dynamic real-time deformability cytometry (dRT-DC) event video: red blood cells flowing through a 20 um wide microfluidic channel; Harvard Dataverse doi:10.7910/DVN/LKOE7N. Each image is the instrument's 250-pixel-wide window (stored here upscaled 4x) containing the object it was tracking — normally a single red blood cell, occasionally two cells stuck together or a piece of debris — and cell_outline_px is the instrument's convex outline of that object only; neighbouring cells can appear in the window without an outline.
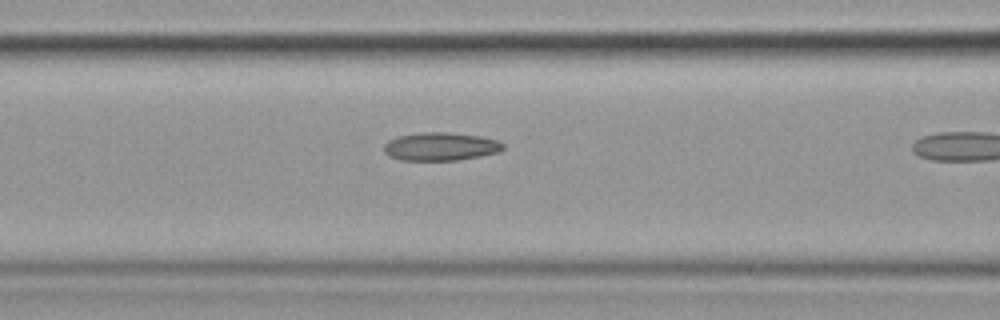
{"species": "common noctule bat (a hibernating species)", "species_latin": "Nyctalus noctula", "temperature_condition": "cold", "stored_images_in_passage": 6, "segment_of_instrument_passage": [1, 2], "camera_frame_rate_fps": 3000, "um_per_image_px": 0.085, "animal": {"sex": "female", "body_mass_g": 19.9}, "frame": {"image": 1, "passage_image": 4, "time_ms": 4.333, "image_size_px": [1000, 320], "cell_outline_px": [[504, 148], [500, 152], [480, 156], [456, 160], [400, 160], [388, 156], [384, 152], [384, 144], [388, 140], [396, 136], [424, 132], [448, 132], [480, 136], [496, 140], [504, 144]], "centroid_in_image_um": [37.42, 12.45], "position_along_channel_um": 129.2, "area_um2": 19.65}}